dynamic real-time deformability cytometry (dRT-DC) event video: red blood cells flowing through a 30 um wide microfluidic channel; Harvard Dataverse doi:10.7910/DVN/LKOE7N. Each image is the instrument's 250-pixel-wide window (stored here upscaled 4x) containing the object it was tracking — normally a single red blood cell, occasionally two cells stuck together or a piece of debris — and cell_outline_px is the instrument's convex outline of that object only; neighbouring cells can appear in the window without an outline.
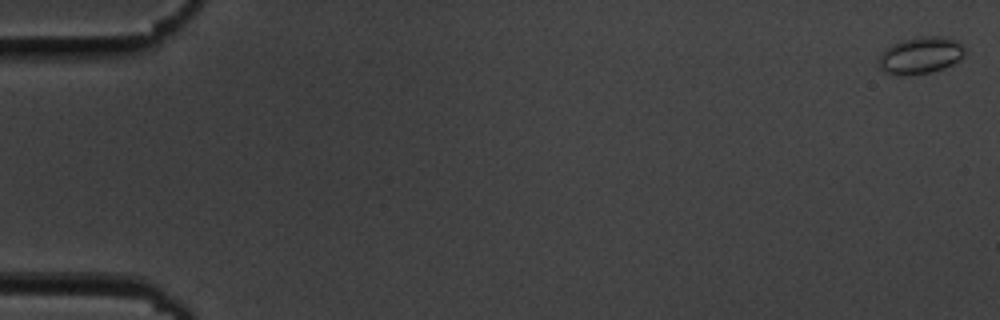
{"species": "common noctule bat (a hibernating species)", "species_latin": "Nyctalus noctula", "temperature_condition": "cold", "stored_images_in_passage": 57, "camera_frame_rate_fps": 3000, "um_per_image_px": 0.085, "animal": {"sex": "male", "body_mass_g": 19.5, "forearm_length_mm": 54.6}, "frame": {"image": 1, "passage_image": 1, "time_ms": 0.0, "image_size_px": [1000, 320], "cell_outline_px": [[968, 52], [964, 56], [952, 64], [928, 72], [904, 76], [896, 76], [884, 72], [880, 68], [880, 52], [884, 48], [892, 44], [904, 40], [924, 36], [936, 36], [956, 40], [964, 44]], "centroid_in_image_um": [78.25, 4.7], "position_along_channel_um": 6.8, "area_um2": 18.55}}
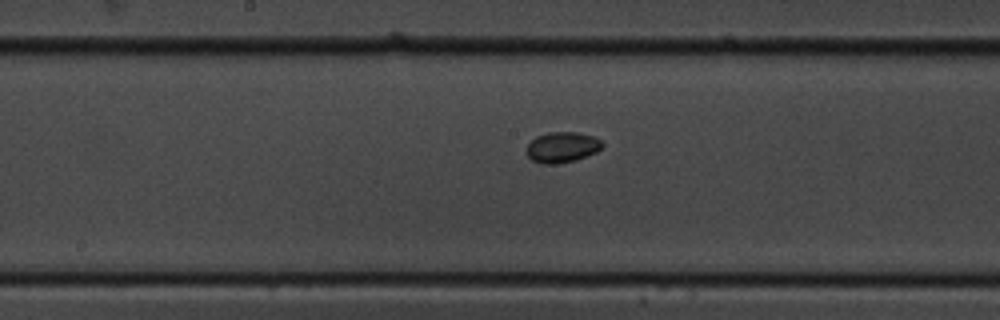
{"frame": {"image": 2, "passage_image": 30, "time_ms": 9.667, "image_size_px": [1000, 320], "cell_outline_px": [[604, 144], [596, 152], [576, 160], [556, 164], [544, 164], [532, 160], [524, 152], [528, 144], [536, 136], [548, 132], [576, 132], [592, 136], [600, 140]], "centroid_in_image_um": [47.74, 12.52], "position_along_channel_um": 200.5, "area_um2": 13.53}}
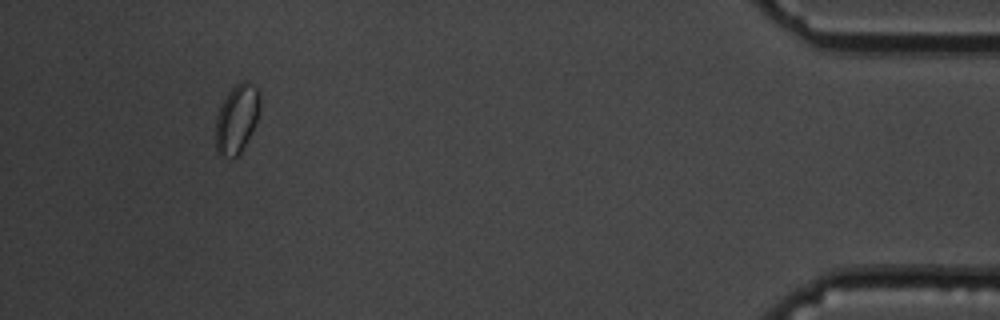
{"frame": {"image": 3, "passage_image": 53, "time_ms": 17.333, "image_size_px": [1000, 320], "cell_outline_px": [[260, 108], [256, 124], [244, 148], [236, 156], [220, 156], [216, 152], [216, 116], [220, 104], [228, 92], [236, 84], [244, 80], [252, 84], [260, 92]], "centroid_in_image_um": [20.13, 10.09], "position_along_channel_um": 415.1, "area_um2": 17.92}}